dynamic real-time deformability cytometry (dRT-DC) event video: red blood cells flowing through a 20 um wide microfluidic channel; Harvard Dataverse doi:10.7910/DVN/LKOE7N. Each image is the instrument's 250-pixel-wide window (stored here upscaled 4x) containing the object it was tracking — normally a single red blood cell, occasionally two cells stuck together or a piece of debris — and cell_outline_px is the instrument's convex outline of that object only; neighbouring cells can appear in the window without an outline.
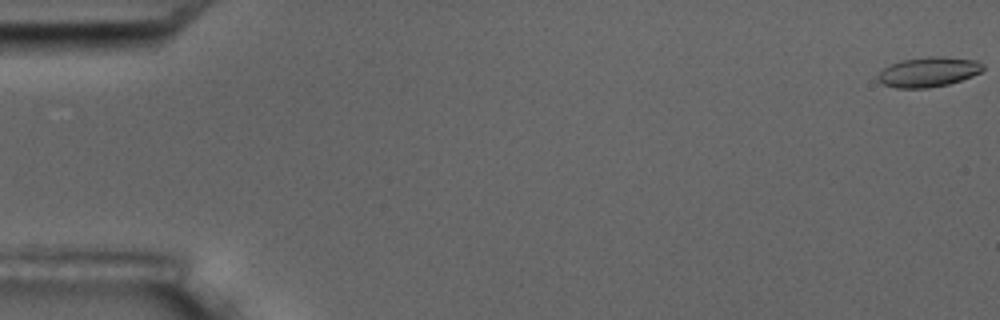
{"species": "common noctule bat (a hibernating species)", "species_latin": "Nyctalus noctula", "temperature_condition": "room temperature", "stored_images_in_passage": 9, "camera_frame_rate_fps": 3000, "um_per_image_px": 0.085, "animal": {"sex": "male", "body_mass_g": 17.5, "forearm_length_mm": 52.3}, "frame": {"image": 1, "passage_image": 1, "time_ms": 0.0, "image_size_px": [1000, 320], "cell_outline_px": [[984, 68], [980, 72], [972, 76], [948, 84], [928, 88], [896, 88], [884, 84], [876, 80], [876, 76], [884, 68], [900, 60], [928, 56], [944, 56], [976, 60], [984, 64]], "centroid_in_image_um": [78.91, 6.11], "position_along_channel_um": 6.1, "area_um2": 18.38}}
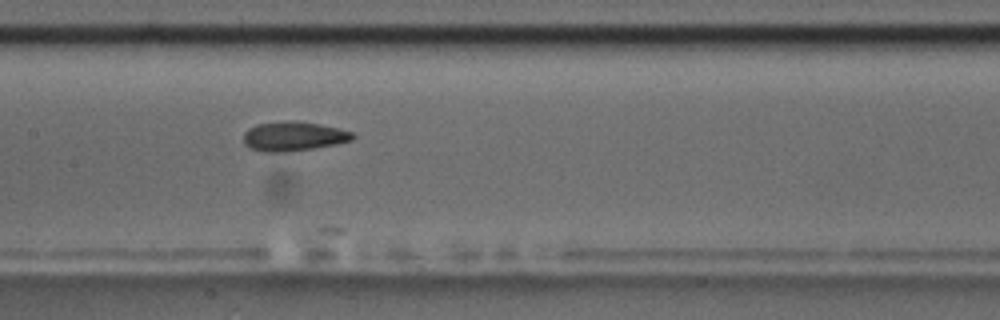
{"frame": {"image": 2, "passage_image": 8, "time_ms": 9.0, "image_size_px": [1000, 320], "cell_outline_px": [[356, 136], [352, 140], [336, 144], [288, 152], [264, 152], [248, 148], [244, 144], [244, 132], [248, 128], [256, 124], [296, 120], [320, 124], [352, 132]], "centroid_in_image_um": [24.92, 11.59], "position_along_channel_um": 182.5, "area_um2": 18.73}}
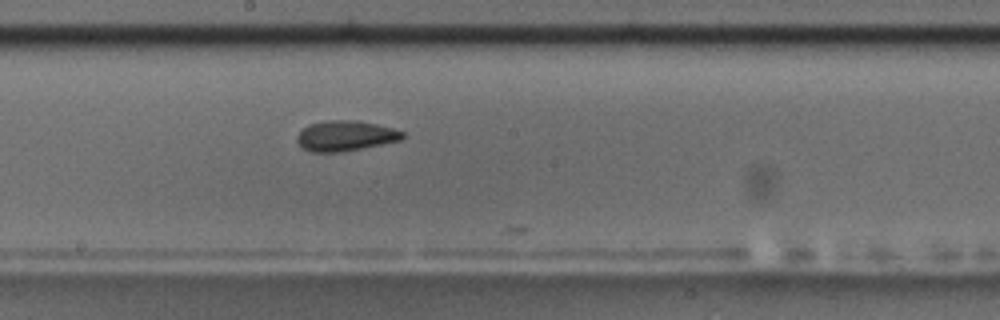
{"frame": {"image": 3, "passage_image": 9, "time_ms": 10.0, "image_size_px": [1000, 320], "cell_outline_px": [[404, 136], [400, 140], [340, 152], [312, 152], [300, 148], [296, 140], [296, 136], [308, 124], [328, 120], [360, 120], [392, 128], [404, 132]], "centroid_in_image_um": [29.31, 11.54], "position_along_channel_um": 218.9, "area_um2": 18.61}}